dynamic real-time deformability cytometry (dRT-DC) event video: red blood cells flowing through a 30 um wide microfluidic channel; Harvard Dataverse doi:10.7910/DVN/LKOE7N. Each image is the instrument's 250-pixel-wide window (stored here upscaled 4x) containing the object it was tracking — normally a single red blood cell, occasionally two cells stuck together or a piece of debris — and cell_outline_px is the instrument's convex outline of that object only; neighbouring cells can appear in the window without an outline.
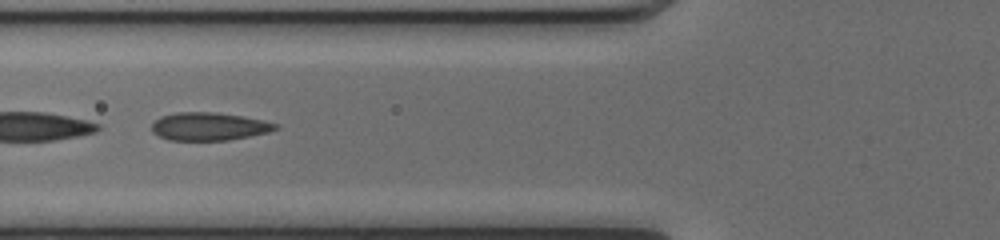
{"species": "common noctule bat (a hibernating species)", "species_latin": "Nyctalus noctula", "temperature_condition": "cold", "stored_images_in_passage": 35, "camera_frame_rate_fps": 3000, "um_per_image_px": 0.085, "animal": {"sex": "female", "body_mass_g": 17.0, "forearm_length_mm": 48.0}, "frame": {"image": 1, "passage_image": 6, "time_ms": 1.667, "image_size_px": [1000, 240], "cell_outline_px": [[280, 128], [268, 132], [228, 140], [168, 140], [152, 132], [152, 124], [160, 116], [176, 112], [216, 112], [264, 120], [280, 124]], "centroid_in_image_um": [17.78, 10.74], "position_along_channel_um": 108.0, "area_um2": 20.17}, "authors_computed_cell_mechanics": {"area_um2": 20.2878, "velocity_mm_per_s": 4.0716, "shape_relaxation_time_tau1_ms": 6.0502, "shape_relaxation_time_tau2_ms": 1.6825, "deformation_change_tau1": 0.1435, "deformation_change_tau2": 0.0599}}